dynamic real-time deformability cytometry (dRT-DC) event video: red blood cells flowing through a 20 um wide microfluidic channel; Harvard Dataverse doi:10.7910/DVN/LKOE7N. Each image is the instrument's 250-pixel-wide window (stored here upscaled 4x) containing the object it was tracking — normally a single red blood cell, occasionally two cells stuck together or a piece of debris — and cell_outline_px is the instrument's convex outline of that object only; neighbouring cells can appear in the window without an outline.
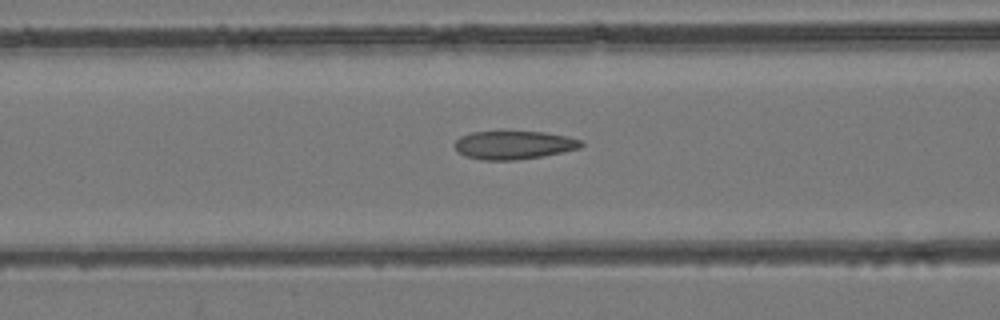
{"species": "common noctule bat (a hibernating species)", "species_latin": "Nyctalus noctula", "temperature_condition": "room temperature", "stored_images_in_passage": 48, "camera_frame_rate_fps": 3000, "um_per_image_px": 0.085, "animal": {"sex": "female", "body_mass_g": 24.6, "forearm_length_mm": 56.2}, "frame": {"image": 1, "passage_image": 21, "time_ms": 6.667, "image_size_px": [1000, 320], "cell_outline_px": [[584, 144], [580, 148], [544, 156], [516, 160], [484, 160], [464, 156], [452, 144], [460, 136], [472, 132], [544, 132], [568, 136], [580, 140]], "centroid_in_image_um": [43.67, 12.33], "position_along_channel_um": 122.9, "area_um2": 20.87}}
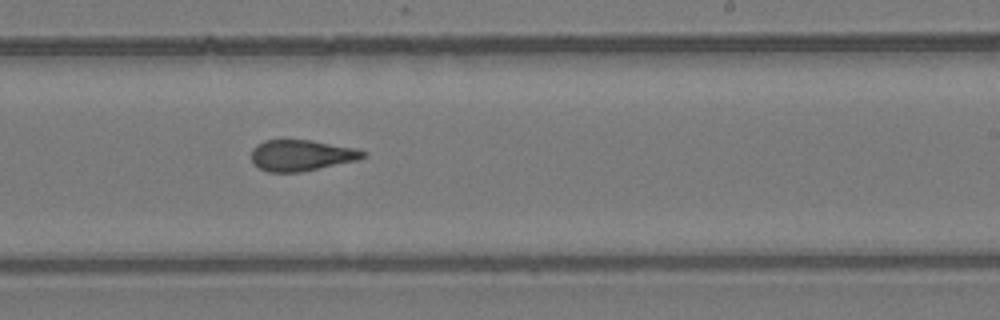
{"frame": {"image": 2, "passage_image": 31, "time_ms": 10.0, "image_size_px": [1000, 320], "cell_outline_px": [[368, 152], [364, 156], [356, 160], [300, 172], [268, 172], [260, 168], [252, 160], [252, 148], [256, 144], [264, 140], [312, 140], [356, 148]], "centroid_in_image_um": [25.61, 13.19], "position_along_channel_um": 263.4, "area_um2": 20.06}}
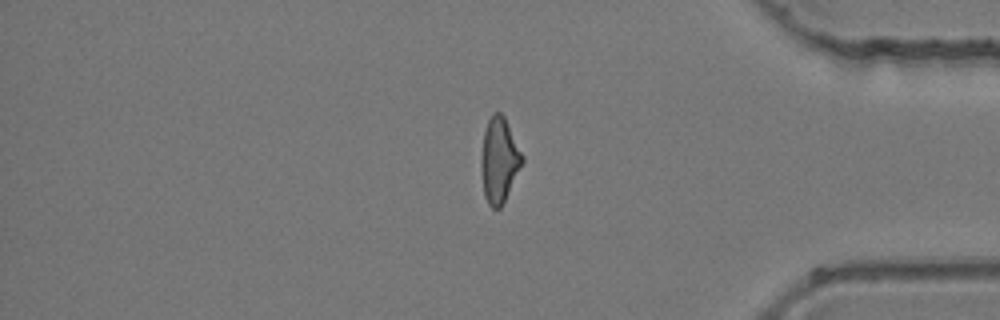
{"frame": {"image": 3, "passage_image": 42, "time_ms": 13.667, "image_size_px": [1000, 320], "cell_outline_px": [[524, 160], [500, 208], [492, 208], [488, 204], [484, 196], [480, 164], [480, 160], [484, 132], [488, 120], [492, 112], [500, 112], [504, 116], [524, 156]], "centroid_in_image_um": [42.42, 13.59], "position_along_channel_um": 392.8, "area_um2": 20.23}}